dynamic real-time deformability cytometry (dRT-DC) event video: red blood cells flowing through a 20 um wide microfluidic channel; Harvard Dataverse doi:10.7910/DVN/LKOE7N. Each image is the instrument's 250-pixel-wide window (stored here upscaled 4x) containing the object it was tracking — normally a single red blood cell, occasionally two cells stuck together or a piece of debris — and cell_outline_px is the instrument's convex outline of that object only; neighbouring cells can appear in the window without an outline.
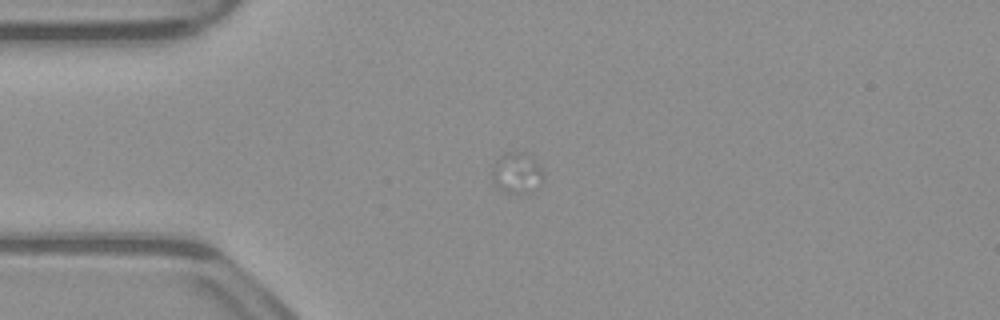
{"species": "common noctule bat (a hibernating species)", "species_latin": "Nyctalus noctula", "temperature_condition": "warm", "stored_images_in_passage": 8, "camera_frame_rate_fps": 3000, "um_per_image_px": 0.085, "animal": {"sex": "male", "body_mass_g": 23.1, "forearm_length_mm": 52.7}, "frame": {"image": 1, "passage_image": 1, "time_ms": 0.0, "image_size_px": [1000, 320], "cell_outline_px": [[544, 180], [532, 192], [504, 192], [492, 180], [492, 164], [504, 152], [524, 152], [540, 164], [544, 176]], "centroid_in_image_um": [43.94, 14.68], "position_along_channel_um": 41.1, "area_um2": 12.25}}